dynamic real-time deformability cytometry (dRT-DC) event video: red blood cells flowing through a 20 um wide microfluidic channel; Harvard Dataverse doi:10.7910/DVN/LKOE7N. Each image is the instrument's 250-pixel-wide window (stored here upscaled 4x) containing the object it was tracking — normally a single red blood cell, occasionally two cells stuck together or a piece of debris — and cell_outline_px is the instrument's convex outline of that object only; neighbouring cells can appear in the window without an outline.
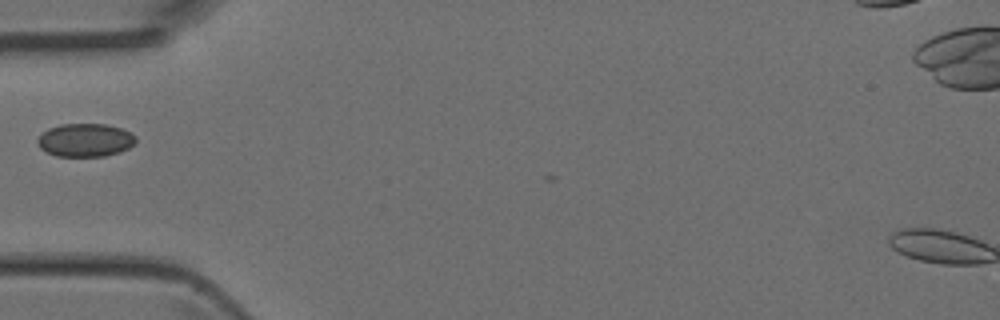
{"species": "Egyptian fruit bat (a non-hibernating species)", "species_latin": "Rousettus aegyptiacus", "temperature_condition": "room temperature", "stored_images_in_passage": 1, "camera_frame_rate_fps": 3000, "um_per_image_px": 0.085, "animal": {"sex": "female"}, "frame": {"image": 1, "passage_image": 1, "time_ms": 0.0, "image_size_px": [1000, 320], "cell_outline_px": [[136, 140], [128, 148], [120, 152], [104, 156], [56, 156], [40, 148], [36, 140], [48, 128], [60, 124], [104, 124], [120, 128], [136, 136]], "centroid_in_image_um": [7.23, 11.91], "position_along_channel_um": 77.8, "area_um2": 18.84}}